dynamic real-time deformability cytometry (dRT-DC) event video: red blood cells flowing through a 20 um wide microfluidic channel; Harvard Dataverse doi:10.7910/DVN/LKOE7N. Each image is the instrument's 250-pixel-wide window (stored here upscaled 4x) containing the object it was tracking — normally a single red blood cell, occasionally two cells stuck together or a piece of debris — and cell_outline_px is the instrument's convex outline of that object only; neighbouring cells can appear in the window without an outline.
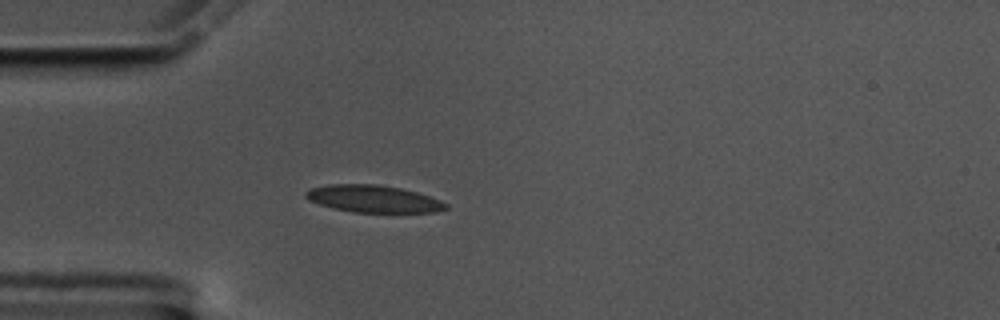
{"species": "common noctule bat (a hibernating species)", "species_latin": "Nyctalus noctula", "temperature_condition": "cold", "stored_images_in_passage": 44, "camera_frame_rate_fps": 3000, "um_per_image_px": 0.085, "animal": {"sex": "male", "body_mass_g": 17.5, "forearm_length_mm": 52.3}, "frame": {"image": 1, "passage_image": 1, "time_ms": 0.0, "image_size_px": [1000, 320], "cell_outline_px": [[448, 208], [436, 212], [352, 212], [320, 204], [308, 200], [304, 196], [304, 192], [308, 188], [328, 184], [380, 184], [400, 188], [416, 192], [440, 200], [448, 204]], "centroid_in_image_um": [31.7, 16.89], "position_along_channel_um": 53.3, "area_um2": 22.2}}
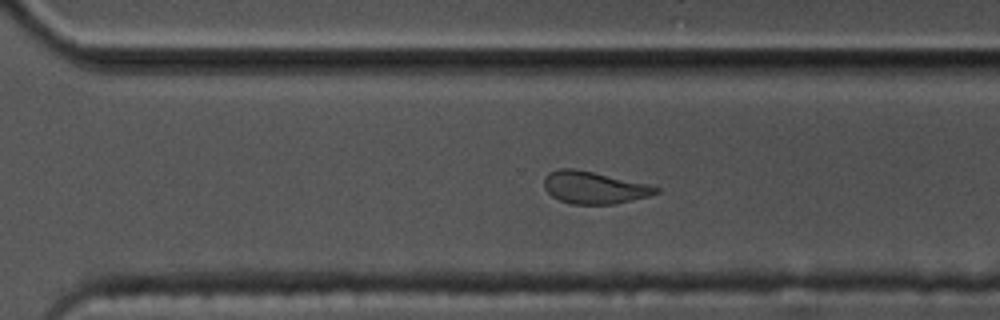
{"frame": {"image": 2, "passage_image": 25, "time_ms": 8.0, "image_size_px": [1000, 320], "cell_outline_px": [[660, 192], [648, 196], [616, 204], [572, 204], [560, 200], [552, 196], [544, 188], [544, 176], [548, 172], [560, 168], [572, 168], [592, 172], [648, 184], [660, 188]], "centroid_in_image_um": [50.47, 15.94], "position_along_channel_um": 320.1, "area_um2": 20.92}}
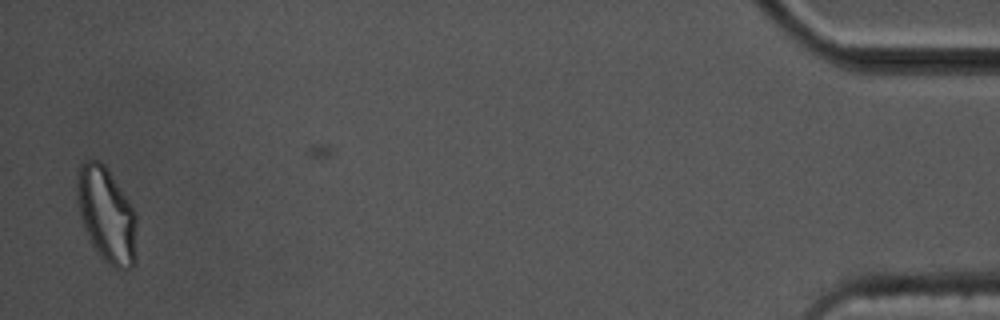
{"frame": {"image": 3, "passage_image": 42, "time_ms": 13.667, "image_size_px": [1000, 320], "cell_outline_px": [[136, 260], [132, 268], [124, 272], [112, 268], [100, 256], [92, 244], [84, 228], [76, 200], [76, 184], [80, 164], [84, 160], [100, 160], [108, 168], [128, 200], [136, 216]], "centroid_in_image_um": [9.06, 18.29], "position_along_channel_um": 426.1, "area_um2": 33.52}, "authors_computed_cell_mechanics": {"area_um2": 22.0507, "velocity_mm_per_s": 3.4376, "shape_relaxation_time_tau1_ms": null, "shape_relaxation_time_tau2_ms": 1.731, "deformation_change_tau1": null, "deformation_change_tau2": 0.066}}